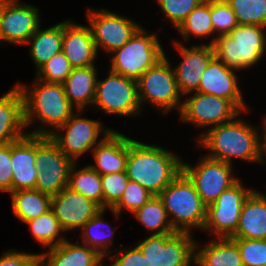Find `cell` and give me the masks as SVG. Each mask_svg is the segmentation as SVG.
Wrapping results in <instances>:
<instances>
[{"label": "cell", "mask_w": 266, "mask_h": 266, "mask_svg": "<svg viewBox=\"0 0 266 266\" xmlns=\"http://www.w3.org/2000/svg\"><path fill=\"white\" fill-rule=\"evenodd\" d=\"M182 171V159L163 147L128 138L126 174L158 196Z\"/></svg>", "instance_id": "cell-1"}, {"label": "cell", "mask_w": 266, "mask_h": 266, "mask_svg": "<svg viewBox=\"0 0 266 266\" xmlns=\"http://www.w3.org/2000/svg\"><path fill=\"white\" fill-rule=\"evenodd\" d=\"M236 119L203 132L199 137V146L211 151L205 156L231 165L233 157L259 162L258 127L254 128L243 119Z\"/></svg>", "instance_id": "cell-2"}, {"label": "cell", "mask_w": 266, "mask_h": 266, "mask_svg": "<svg viewBox=\"0 0 266 266\" xmlns=\"http://www.w3.org/2000/svg\"><path fill=\"white\" fill-rule=\"evenodd\" d=\"M32 88L24 84L16 85L23 96L25 127L37 118L44 126L58 128L75 113L68 101L63 84L47 83L36 79ZM30 90V91H29Z\"/></svg>", "instance_id": "cell-3"}, {"label": "cell", "mask_w": 266, "mask_h": 266, "mask_svg": "<svg viewBox=\"0 0 266 266\" xmlns=\"http://www.w3.org/2000/svg\"><path fill=\"white\" fill-rule=\"evenodd\" d=\"M176 232L191 233V227L203 229L207 205L202 201L193 183L181 173L158 195Z\"/></svg>", "instance_id": "cell-4"}, {"label": "cell", "mask_w": 266, "mask_h": 266, "mask_svg": "<svg viewBox=\"0 0 266 266\" xmlns=\"http://www.w3.org/2000/svg\"><path fill=\"white\" fill-rule=\"evenodd\" d=\"M215 56L228 68L234 70L255 66L264 56L266 36L259 25H237L229 35L213 37Z\"/></svg>", "instance_id": "cell-5"}, {"label": "cell", "mask_w": 266, "mask_h": 266, "mask_svg": "<svg viewBox=\"0 0 266 266\" xmlns=\"http://www.w3.org/2000/svg\"><path fill=\"white\" fill-rule=\"evenodd\" d=\"M80 114L79 111L78 113H74L63 126L59 127L60 133H58V131L56 132V129L53 131L41 125L39 126L40 128L32 132L30 131L28 134L49 136L58 145L59 149L75 163L78 157L82 156L89 149L92 151L111 131H113L110 128H104L103 124L98 120L81 118ZM62 130L63 132L65 130V133L62 132L61 134ZM101 133L104 136L101 140L97 141Z\"/></svg>", "instance_id": "cell-6"}, {"label": "cell", "mask_w": 266, "mask_h": 266, "mask_svg": "<svg viewBox=\"0 0 266 266\" xmlns=\"http://www.w3.org/2000/svg\"><path fill=\"white\" fill-rule=\"evenodd\" d=\"M110 70L137 80L146 70L164 56V50L155 34L141 27L121 48L112 52Z\"/></svg>", "instance_id": "cell-7"}, {"label": "cell", "mask_w": 266, "mask_h": 266, "mask_svg": "<svg viewBox=\"0 0 266 266\" xmlns=\"http://www.w3.org/2000/svg\"><path fill=\"white\" fill-rule=\"evenodd\" d=\"M73 164L49 136L35 135V166L38 170L35 190L50 197L55 196L68 187Z\"/></svg>", "instance_id": "cell-8"}, {"label": "cell", "mask_w": 266, "mask_h": 266, "mask_svg": "<svg viewBox=\"0 0 266 266\" xmlns=\"http://www.w3.org/2000/svg\"><path fill=\"white\" fill-rule=\"evenodd\" d=\"M170 66L172 65L165 54L161 60L137 79L138 98L141 106L147 101L153 107L162 110L163 113L178 108L180 114L183 105L180 100L181 93L174 71Z\"/></svg>", "instance_id": "cell-9"}, {"label": "cell", "mask_w": 266, "mask_h": 266, "mask_svg": "<svg viewBox=\"0 0 266 266\" xmlns=\"http://www.w3.org/2000/svg\"><path fill=\"white\" fill-rule=\"evenodd\" d=\"M103 81L97 79L95 98L92 106L106 114L136 116L142 110L137 80L125 77L111 70Z\"/></svg>", "instance_id": "cell-10"}, {"label": "cell", "mask_w": 266, "mask_h": 266, "mask_svg": "<svg viewBox=\"0 0 266 266\" xmlns=\"http://www.w3.org/2000/svg\"><path fill=\"white\" fill-rule=\"evenodd\" d=\"M188 232L150 235L137 244L150 266H191L195 240Z\"/></svg>", "instance_id": "cell-11"}, {"label": "cell", "mask_w": 266, "mask_h": 266, "mask_svg": "<svg viewBox=\"0 0 266 266\" xmlns=\"http://www.w3.org/2000/svg\"><path fill=\"white\" fill-rule=\"evenodd\" d=\"M231 164L203 156L196 166L182 161V172L193 183L202 201L208 206L239 179L235 178Z\"/></svg>", "instance_id": "cell-12"}, {"label": "cell", "mask_w": 266, "mask_h": 266, "mask_svg": "<svg viewBox=\"0 0 266 266\" xmlns=\"http://www.w3.org/2000/svg\"><path fill=\"white\" fill-rule=\"evenodd\" d=\"M252 191L245 189L239 180L223 191L215 202L207 206L203 229L215 234L216 238L231 237L238 227L243 203Z\"/></svg>", "instance_id": "cell-13"}, {"label": "cell", "mask_w": 266, "mask_h": 266, "mask_svg": "<svg viewBox=\"0 0 266 266\" xmlns=\"http://www.w3.org/2000/svg\"><path fill=\"white\" fill-rule=\"evenodd\" d=\"M88 9L87 20L97 52L100 47L105 49V52H114L141 28L140 24L114 12Z\"/></svg>", "instance_id": "cell-14"}, {"label": "cell", "mask_w": 266, "mask_h": 266, "mask_svg": "<svg viewBox=\"0 0 266 266\" xmlns=\"http://www.w3.org/2000/svg\"><path fill=\"white\" fill-rule=\"evenodd\" d=\"M182 103L181 119L199 128L228 123L242 113L230 100L197 91Z\"/></svg>", "instance_id": "cell-15"}, {"label": "cell", "mask_w": 266, "mask_h": 266, "mask_svg": "<svg viewBox=\"0 0 266 266\" xmlns=\"http://www.w3.org/2000/svg\"><path fill=\"white\" fill-rule=\"evenodd\" d=\"M40 28L36 7L18 0H3L0 15V43L26 44Z\"/></svg>", "instance_id": "cell-16"}, {"label": "cell", "mask_w": 266, "mask_h": 266, "mask_svg": "<svg viewBox=\"0 0 266 266\" xmlns=\"http://www.w3.org/2000/svg\"><path fill=\"white\" fill-rule=\"evenodd\" d=\"M50 209L64 232L75 228L82 229L101 210L96 203L69 187L51 197Z\"/></svg>", "instance_id": "cell-17"}, {"label": "cell", "mask_w": 266, "mask_h": 266, "mask_svg": "<svg viewBox=\"0 0 266 266\" xmlns=\"http://www.w3.org/2000/svg\"><path fill=\"white\" fill-rule=\"evenodd\" d=\"M183 59L173 69L177 86L181 94H191L199 87L201 76L215 57L213 45H194L187 48L179 42H174Z\"/></svg>", "instance_id": "cell-18"}, {"label": "cell", "mask_w": 266, "mask_h": 266, "mask_svg": "<svg viewBox=\"0 0 266 266\" xmlns=\"http://www.w3.org/2000/svg\"><path fill=\"white\" fill-rule=\"evenodd\" d=\"M235 71L215 56L204 70L197 92L230 100L241 112L246 111Z\"/></svg>", "instance_id": "cell-19"}, {"label": "cell", "mask_w": 266, "mask_h": 266, "mask_svg": "<svg viewBox=\"0 0 266 266\" xmlns=\"http://www.w3.org/2000/svg\"><path fill=\"white\" fill-rule=\"evenodd\" d=\"M62 52L73 68L93 66L98 52L90 28L64 21Z\"/></svg>", "instance_id": "cell-20"}, {"label": "cell", "mask_w": 266, "mask_h": 266, "mask_svg": "<svg viewBox=\"0 0 266 266\" xmlns=\"http://www.w3.org/2000/svg\"><path fill=\"white\" fill-rule=\"evenodd\" d=\"M12 182L11 192L34 189L38 170L35 166V135L11 143Z\"/></svg>", "instance_id": "cell-21"}, {"label": "cell", "mask_w": 266, "mask_h": 266, "mask_svg": "<svg viewBox=\"0 0 266 266\" xmlns=\"http://www.w3.org/2000/svg\"><path fill=\"white\" fill-rule=\"evenodd\" d=\"M95 165H89L100 175L123 172L128 159V137L111 131L93 150Z\"/></svg>", "instance_id": "cell-22"}, {"label": "cell", "mask_w": 266, "mask_h": 266, "mask_svg": "<svg viewBox=\"0 0 266 266\" xmlns=\"http://www.w3.org/2000/svg\"><path fill=\"white\" fill-rule=\"evenodd\" d=\"M82 245L66 239L47 253L39 254V266H103L104 257L95 249Z\"/></svg>", "instance_id": "cell-23"}, {"label": "cell", "mask_w": 266, "mask_h": 266, "mask_svg": "<svg viewBox=\"0 0 266 266\" xmlns=\"http://www.w3.org/2000/svg\"><path fill=\"white\" fill-rule=\"evenodd\" d=\"M24 128L23 96L15 86L0 98V146L25 137Z\"/></svg>", "instance_id": "cell-24"}, {"label": "cell", "mask_w": 266, "mask_h": 266, "mask_svg": "<svg viewBox=\"0 0 266 266\" xmlns=\"http://www.w3.org/2000/svg\"><path fill=\"white\" fill-rule=\"evenodd\" d=\"M230 238L266 239V195L253 190L243 203L239 224Z\"/></svg>", "instance_id": "cell-25"}, {"label": "cell", "mask_w": 266, "mask_h": 266, "mask_svg": "<svg viewBox=\"0 0 266 266\" xmlns=\"http://www.w3.org/2000/svg\"><path fill=\"white\" fill-rule=\"evenodd\" d=\"M95 65L73 68L63 83L68 101L81 112L87 105H93L97 83ZM89 103V104H88Z\"/></svg>", "instance_id": "cell-26"}, {"label": "cell", "mask_w": 266, "mask_h": 266, "mask_svg": "<svg viewBox=\"0 0 266 266\" xmlns=\"http://www.w3.org/2000/svg\"><path fill=\"white\" fill-rule=\"evenodd\" d=\"M198 247L195 242L193 262L195 265L243 266L237 243L230 237L211 240L202 249Z\"/></svg>", "instance_id": "cell-27"}, {"label": "cell", "mask_w": 266, "mask_h": 266, "mask_svg": "<svg viewBox=\"0 0 266 266\" xmlns=\"http://www.w3.org/2000/svg\"><path fill=\"white\" fill-rule=\"evenodd\" d=\"M63 22L41 30L39 28L26 42H32L30 57L36 65L37 70L45 64L52 56L62 51Z\"/></svg>", "instance_id": "cell-28"}, {"label": "cell", "mask_w": 266, "mask_h": 266, "mask_svg": "<svg viewBox=\"0 0 266 266\" xmlns=\"http://www.w3.org/2000/svg\"><path fill=\"white\" fill-rule=\"evenodd\" d=\"M10 195L13 213L24 223L50 210L51 197L38 190H18L11 192Z\"/></svg>", "instance_id": "cell-29"}, {"label": "cell", "mask_w": 266, "mask_h": 266, "mask_svg": "<svg viewBox=\"0 0 266 266\" xmlns=\"http://www.w3.org/2000/svg\"><path fill=\"white\" fill-rule=\"evenodd\" d=\"M76 166L75 162L70 169L68 187L104 209L101 175L89 165L82 169Z\"/></svg>", "instance_id": "cell-30"}, {"label": "cell", "mask_w": 266, "mask_h": 266, "mask_svg": "<svg viewBox=\"0 0 266 266\" xmlns=\"http://www.w3.org/2000/svg\"><path fill=\"white\" fill-rule=\"evenodd\" d=\"M136 219L150 231L151 235L174 234L166 209L158 196H152L142 207L133 213Z\"/></svg>", "instance_id": "cell-31"}, {"label": "cell", "mask_w": 266, "mask_h": 266, "mask_svg": "<svg viewBox=\"0 0 266 266\" xmlns=\"http://www.w3.org/2000/svg\"><path fill=\"white\" fill-rule=\"evenodd\" d=\"M177 30L184 40L190 39V34L197 38L214 34L211 21V0H204L195 7Z\"/></svg>", "instance_id": "cell-32"}, {"label": "cell", "mask_w": 266, "mask_h": 266, "mask_svg": "<svg viewBox=\"0 0 266 266\" xmlns=\"http://www.w3.org/2000/svg\"><path fill=\"white\" fill-rule=\"evenodd\" d=\"M29 225L34 239L43 247H55L65 241V237H59L63 231L54 212L50 209L45 214L25 222ZM58 237V238H57Z\"/></svg>", "instance_id": "cell-33"}, {"label": "cell", "mask_w": 266, "mask_h": 266, "mask_svg": "<svg viewBox=\"0 0 266 266\" xmlns=\"http://www.w3.org/2000/svg\"><path fill=\"white\" fill-rule=\"evenodd\" d=\"M106 209H101L91 220H89L83 227H82V237L84 241V245H87L89 248L95 249L98 251L104 258L105 256L108 257L109 255V245H112L114 230L111 225H107L108 223L102 219L103 213ZM109 226L108 234H105L104 227L102 226ZM105 228H108V227ZM103 230V231H101ZM105 231V232H104ZM104 232V234H103ZM111 243V244H110Z\"/></svg>", "instance_id": "cell-34"}, {"label": "cell", "mask_w": 266, "mask_h": 266, "mask_svg": "<svg viewBox=\"0 0 266 266\" xmlns=\"http://www.w3.org/2000/svg\"><path fill=\"white\" fill-rule=\"evenodd\" d=\"M239 25H259L266 28V0H226Z\"/></svg>", "instance_id": "cell-35"}, {"label": "cell", "mask_w": 266, "mask_h": 266, "mask_svg": "<svg viewBox=\"0 0 266 266\" xmlns=\"http://www.w3.org/2000/svg\"><path fill=\"white\" fill-rule=\"evenodd\" d=\"M73 67L61 51L52 56L36 71V79L47 83L63 84L71 74Z\"/></svg>", "instance_id": "cell-36"}, {"label": "cell", "mask_w": 266, "mask_h": 266, "mask_svg": "<svg viewBox=\"0 0 266 266\" xmlns=\"http://www.w3.org/2000/svg\"><path fill=\"white\" fill-rule=\"evenodd\" d=\"M153 195L139 183L129 180L119 202L111 209L115 217L120 216L125 208L134 213L142 207Z\"/></svg>", "instance_id": "cell-37"}, {"label": "cell", "mask_w": 266, "mask_h": 266, "mask_svg": "<svg viewBox=\"0 0 266 266\" xmlns=\"http://www.w3.org/2000/svg\"><path fill=\"white\" fill-rule=\"evenodd\" d=\"M211 21L216 37L229 35L238 25L235 14L226 0H211Z\"/></svg>", "instance_id": "cell-38"}, {"label": "cell", "mask_w": 266, "mask_h": 266, "mask_svg": "<svg viewBox=\"0 0 266 266\" xmlns=\"http://www.w3.org/2000/svg\"><path fill=\"white\" fill-rule=\"evenodd\" d=\"M232 239L237 243L243 266H266V239Z\"/></svg>", "instance_id": "cell-39"}, {"label": "cell", "mask_w": 266, "mask_h": 266, "mask_svg": "<svg viewBox=\"0 0 266 266\" xmlns=\"http://www.w3.org/2000/svg\"><path fill=\"white\" fill-rule=\"evenodd\" d=\"M104 209L111 210L121 199L129 178L125 171L101 175Z\"/></svg>", "instance_id": "cell-40"}, {"label": "cell", "mask_w": 266, "mask_h": 266, "mask_svg": "<svg viewBox=\"0 0 266 266\" xmlns=\"http://www.w3.org/2000/svg\"><path fill=\"white\" fill-rule=\"evenodd\" d=\"M204 0H157L165 16L176 29L188 14Z\"/></svg>", "instance_id": "cell-41"}, {"label": "cell", "mask_w": 266, "mask_h": 266, "mask_svg": "<svg viewBox=\"0 0 266 266\" xmlns=\"http://www.w3.org/2000/svg\"><path fill=\"white\" fill-rule=\"evenodd\" d=\"M11 143L0 146V191L11 193Z\"/></svg>", "instance_id": "cell-42"}, {"label": "cell", "mask_w": 266, "mask_h": 266, "mask_svg": "<svg viewBox=\"0 0 266 266\" xmlns=\"http://www.w3.org/2000/svg\"><path fill=\"white\" fill-rule=\"evenodd\" d=\"M115 251L116 250H114V253H116V255L114 254V256H112L109 254L108 259L114 260V263L109 266H150L147 257L144 256L137 246L131 250L129 249L125 253L121 251L122 253L117 254Z\"/></svg>", "instance_id": "cell-43"}, {"label": "cell", "mask_w": 266, "mask_h": 266, "mask_svg": "<svg viewBox=\"0 0 266 266\" xmlns=\"http://www.w3.org/2000/svg\"><path fill=\"white\" fill-rule=\"evenodd\" d=\"M0 266H39V254L8 249L4 255L0 256Z\"/></svg>", "instance_id": "cell-44"}, {"label": "cell", "mask_w": 266, "mask_h": 266, "mask_svg": "<svg viewBox=\"0 0 266 266\" xmlns=\"http://www.w3.org/2000/svg\"><path fill=\"white\" fill-rule=\"evenodd\" d=\"M263 131L262 135H259V163L262 164L264 163V153L266 154V117L264 119Z\"/></svg>", "instance_id": "cell-45"}, {"label": "cell", "mask_w": 266, "mask_h": 266, "mask_svg": "<svg viewBox=\"0 0 266 266\" xmlns=\"http://www.w3.org/2000/svg\"><path fill=\"white\" fill-rule=\"evenodd\" d=\"M2 6H3V0H0V15H1V12H2Z\"/></svg>", "instance_id": "cell-46"}]
</instances>
